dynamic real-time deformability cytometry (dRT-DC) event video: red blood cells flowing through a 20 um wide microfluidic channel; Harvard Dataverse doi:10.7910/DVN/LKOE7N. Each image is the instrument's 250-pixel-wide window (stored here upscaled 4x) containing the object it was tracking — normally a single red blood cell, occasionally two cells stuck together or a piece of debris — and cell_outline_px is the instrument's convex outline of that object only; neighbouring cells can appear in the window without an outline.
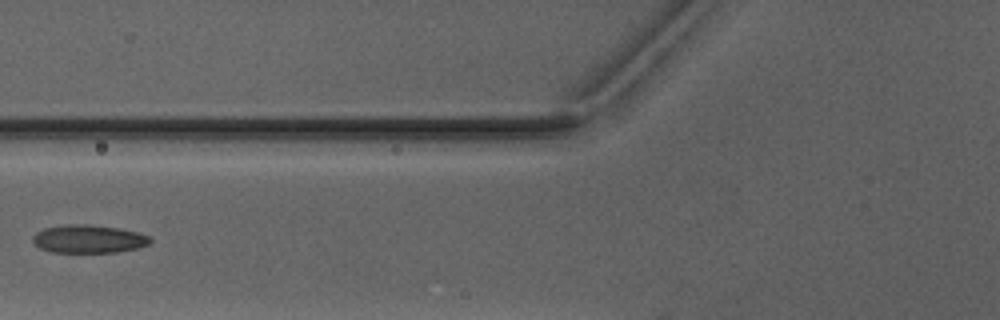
{"species": "Egyptian fruit bat (a non-hibernating species)", "species_latin": "Rousettus aegyptiacus", "temperature_condition": "warm", "stored_images_in_passage": 7, "camera_frame_rate_fps": 3000, "um_per_image_px": 0.085, "animal": {"sex": "male"}, "frame": {"image": 1, "passage_image": 6, "time_ms": 6.667, "image_size_px": [1000, 320], "cell_outline_px": [[152, 240], [148, 244], [140, 248], [116, 252], [52, 252], [40, 248], [32, 240], [32, 236], [36, 232], [44, 228], [64, 224], [88, 224], [120, 228], [136, 232], [148, 236]], "centroid_in_image_um": [7.52, 20.3], "position_along_channel_um": 118.3, "area_um2": 19.31}}
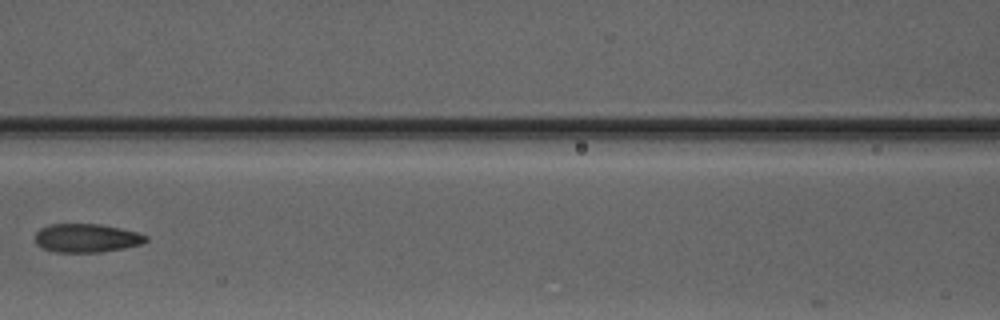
{"frame": {"image": 2, "passage_image": 7, "time_ms": 7.667, "image_size_px": [1000, 320], "cell_outline_px": [[148, 240], [140, 244], [124, 248], [100, 252], [56, 252], [44, 248], [36, 244], [36, 232], [40, 228], [48, 224], [100, 224], [136, 232], [148, 236]], "centroid_in_image_um": [7.34, 20.23], "position_along_channel_um": 159.3, "area_um2": 18.32}}